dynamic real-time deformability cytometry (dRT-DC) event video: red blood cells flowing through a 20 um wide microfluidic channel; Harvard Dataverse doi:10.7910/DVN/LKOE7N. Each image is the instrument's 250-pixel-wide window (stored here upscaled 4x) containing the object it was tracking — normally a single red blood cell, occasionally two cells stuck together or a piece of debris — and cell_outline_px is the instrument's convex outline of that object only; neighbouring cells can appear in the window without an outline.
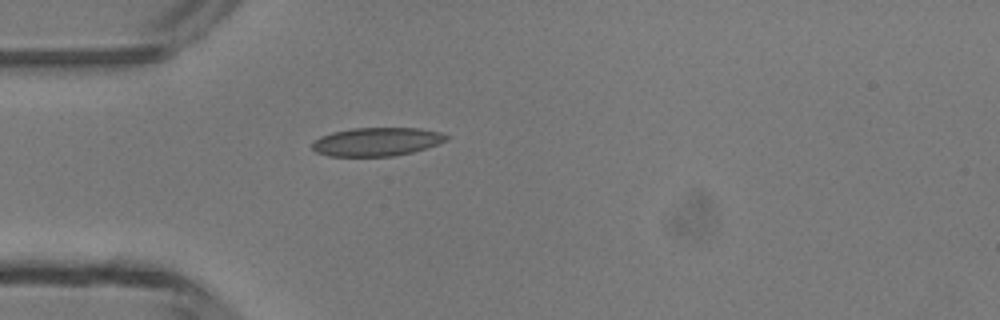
{"species": "common noctule bat (a hibernating species)", "species_latin": "Nyctalus noctula", "temperature_condition": "room temperature", "stored_images_in_passage": 1, "camera_frame_rate_fps": 3000, "um_per_image_px": 0.085, "animal": {"sex": "male", "body_mass_g": 13.3}, "frame": {"image": 1, "passage_image": 1, "time_ms": 0.0, "image_size_px": [1000, 320], "cell_outline_px": [[448, 140], [412, 152], [392, 156], [328, 156], [316, 152], [312, 148], [312, 144], [320, 136], [332, 132], [352, 128], [420, 128], [440, 132], [448, 136]], "centroid_in_image_um": [32.0, 12.04], "position_along_channel_um": 53.0, "area_um2": 22.14}}